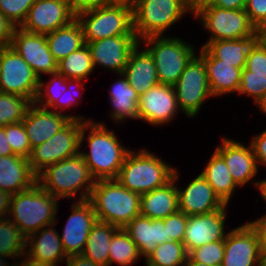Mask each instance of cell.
Listing matches in <instances>:
<instances>
[{
  "label": "cell",
  "instance_id": "2",
  "mask_svg": "<svg viewBox=\"0 0 266 266\" xmlns=\"http://www.w3.org/2000/svg\"><path fill=\"white\" fill-rule=\"evenodd\" d=\"M96 180L84 158L78 154L47 166L37 175V183L56 198L89 199Z\"/></svg>",
  "mask_w": 266,
  "mask_h": 266
},
{
  "label": "cell",
  "instance_id": "58",
  "mask_svg": "<svg viewBox=\"0 0 266 266\" xmlns=\"http://www.w3.org/2000/svg\"><path fill=\"white\" fill-rule=\"evenodd\" d=\"M250 183H252L256 187V189L260 191L261 196L263 197L262 199L266 202V178L261 181L252 180V182Z\"/></svg>",
  "mask_w": 266,
  "mask_h": 266
},
{
  "label": "cell",
  "instance_id": "50",
  "mask_svg": "<svg viewBox=\"0 0 266 266\" xmlns=\"http://www.w3.org/2000/svg\"><path fill=\"white\" fill-rule=\"evenodd\" d=\"M110 4H113L111 0H76V2L72 5V8L74 13L77 15L82 11L103 7Z\"/></svg>",
  "mask_w": 266,
  "mask_h": 266
},
{
  "label": "cell",
  "instance_id": "41",
  "mask_svg": "<svg viewBox=\"0 0 266 266\" xmlns=\"http://www.w3.org/2000/svg\"><path fill=\"white\" fill-rule=\"evenodd\" d=\"M224 251L225 241H216L192 250L188 256L195 262L221 266L224 258Z\"/></svg>",
  "mask_w": 266,
  "mask_h": 266
},
{
  "label": "cell",
  "instance_id": "49",
  "mask_svg": "<svg viewBox=\"0 0 266 266\" xmlns=\"http://www.w3.org/2000/svg\"><path fill=\"white\" fill-rule=\"evenodd\" d=\"M250 141L257 164L266 167V129L260 134L254 135Z\"/></svg>",
  "mask_w": 266,
  "mask_h": 266
},
{
  "label": "cell",
  "instance_id": "43",
  "mask_svg": "<svg viewBox=\"0 0 266 266\" xmlns=\"http://www.w3.org/2000/svg\"><path fill=\"white\" fill-rule=\"evenodd\" d=\"M34 2L35 0H0V12L15 23L17 27H21Z\"/></svg>",
  "mask_w": 266,
  "mask_h": 266
},
{
  "label": "cell",
  "instance_id": "14",
  "mask_svg": "<svg viewBox=\"0 0 266 266\" xmlns=\"http://www.w3.org/2000/svg\"><path fill=\"white\" fill-rule=\"evenodd\" d=\"M76 19L72 6L63 0H35L20 28L30 33L48 34Z\"/></svg>",
  "mask_w": 266,
  "mask_h": 266
},
{
  "label": "cell",
  "instance_id": "45",
  "mask_svg": "<svg viewBox=\"0 0 266 266\" xmlns=\"http://www.w3.org/2000/svg\"><path fill=\"white\" fill-rule=\"evenodd\" d=\"M83 81L84 80H82V79H67V90H65L64 93L61 94V102H56L50 108V110L55 111L57 113L65 114L64 111L66 110V108H68V107L70 108L71 106L75 107L76 104L78 105L79 104L78 100H79V98L81 99V97L83 95L82 93H79V89L81 91V89L85 85V83H82ZM72 87L75 88V89H73ZM72 90L73 91L77 90V92L76 91L75 92L78 93V94L72 92Z\"/></svg>",
  "mask_w": 266,
  "mask_h": 266
},
{
  "label": "cell",
  "instance_id": "19",
  "mask_svg": "<svg viewBox=\"0 0 266 266\" xmlns=\"http://www.w3.org/2000/svg\"><path fill=\"white\" fill-rule=\"evenodd\" d=\"M136 35H121L86 43L91 52L94 68L120 74L125 69L130 52L138 45Z\"/></svg>",
  "mask_w": 266,
  "mask_h": 266
},
{
  "label": "cell",
  "instance_id": "20",
  "mask_svg": "<svg viewBox=\"0 0 266 266\" xmlns=\"http://www.w3.org/2000/svg\"><path fill=\"white\" fill-rule=\"evenodd\" d=\"M71 119L88 121L85 116L61 114L32 103L22 120L31 149L44 143L60 131Z\"/></svg>",
  "mask_w": 266,
  "mask_h": 266
},
{
  "label": "cell",
  "instance_id": "33",
  "mask_svg": "<svg viewBox=\"0 0 266 266\" xmlns=\"http://www.w3.org/2000/svg\"><path fill=\"white\" fill-rule=\"evenodd\" d=\"M118 229L115 225L97 220L89 233L82 254L94 263L109 266V247L113 234Z\"/></svg>",
  "mask_w": 266,
  "mask_h": 266
},
{
  "label": "cell",
  "instance_id": "13",
  "mask_svg": "<svg viewBox=\"0 0 266 266\" xmlns=\"http://www.w3.org/2000/svg\"><path fill=\"white\" fill-rule=\"evenodd\" d=\"M257 230L249 222L228 231L221 266H262Z\"/></svg>",
  "mask_w": 266,
  "mask_h": 266
},
{
  "label": "cell",
  "instance_id": "12",
  "mask_svg": "<svg viewBox=\"0 0 266 266\" xmlns=\"http://www.w3.org/2000/svg\"><path fill=\"white\" fill-rule=\"evenodd\" d=\"M0 72L1 92L19 95L34 102L39 78L11 46L0 48Z\"/></svg>",
  "mask_w": 266,
  "mask_h": 266
},
{
  "label": "cell",
  "instance_id": "5",
  "mask_svg": "<svg viewBox=\"0 0 266 266\" xmlns=\"http://www.w3.org/2000/svg\"><path fill=\"white\" fill-rule=\"evenodd\" d=\"M176 168L150 153L148 149L130 150L120 168L117 181L140 195L166 185L173 179Z\"/></svg>",
  "mask_w": 266,
  "mask_h": 266
},
{
  "label": "cell",
  "instance_id": "34",
  "mask_svg": "<svg viewBox=\"0 0 266 266\" xmlns=\"http://www.w3.org/2000/svg\"><path fill=\"white\" fill-rule=\"evenodd\" d=\"M27 237L8 217L0 218V266H8L6 258L21 259L26 254ZM20 257V258H19Z\"/></svg>",
  "mask_w": 266,
  "mask_h": 266
},
{
  "label": "cell",
  "instance_id": "57",
  "mask_svg": "<svg viewBox=\"0 0 266 266\" xmlns=\"http://www.w3.org/2000/svg\"><path fill=\"white\" fill-rule=\"evenodd\" d=\"M8 266H55V265H52L50 263H45L42 261L34 260V259L30 258L29 256H27L26 254H24L22 256V260H20V262H16V263L14 262L12 265L9 264Z\"/></svg>",
  "mask_w": 266,
  "mask_h": 266
},
{
  "label": "cell",
  "instance_id": "51",
  "mask_svg": "<svg viewBox=\"0 0 266 266\" xmlns=\"http://www.w3.org/2000/svg\"><path fill=\"white\" fill-rule=\"evenodd\" d=\"M216 1L217 0H185L186 10L195 17L203 9L214 6Z\"/></svg>",
  "mask_w": 266,
  "mask_h": 266
},
{
  "label": "cell",
  "instance_id": "52",
  "mask_svg": "<svg viewBox=\"0 0 266 266\" xmlns=\"http://www.w3.org/2000/svg\"><path fill=\"white\" fill-rule=\"evenodd\" d=\"M257 230L260 239V248L262 255L266 253V214L250 222Z\"/></svg>",
  "mask_w": 266,
  "mask_h": 266
},
{
  "label": "cell",
  "instance_id": "55",
  "mask_svg": "<svg viewBox=\"0 0 266 266\" xmlns=\"http://www.w3.org/2000/svg\"><path fill=\"white\" fill-rule=\"evenodd\" d=\"M8 142V135L5 134V127H0V156L14 155Z\"/></svg>",
  "mask_w": 266,
  "mask_h": 266
},
{
  "label": "cell",
  "instance_id": "23",
  "mask_svg": "<svg viewBox=\"0 0 266 266\" xmlns=\"http://www.w3.org/2000/svg\"><path fill=\"white\" fill-rule=\"evenodd\" d=\"M199 57L204 63L210 90L214 97L238 92L241 72L244 68L221 63V60L216 59L205 47H201Z\"/></svg>",
  "mask_w": 266,
  "mask_h": 266
},
{
  "label": "cell",
  "instance_id": "53",
  "mask_svg": "<svg viewBox=\"0 0 266 266\" xmlns=\"http://www.w3.org/2000/svg\"><path fill=\"white\" fill-rule=\"evenodd\" d=\"M64 263L67 264L66 266H103L101 264L94 263L83 254L69 256Z\"/></svg>",
  "mask_w": 266,
  "mask_h": 266
},
{
  "label": "cell",
  "instance_id": "28",
  "mask_svg": "<svg viewBox=\"0 0 266 266\" xmlns=\"http://www.w3.org/2000/svg\"><path fill=\"white\" fill-rule=\"evenodd\" d=\"M55 225L43 227L27 238V256L55 266L68 258L63 250L61 238Z\"/></svg>",
  "mask_w": 266,
  "mask_h": 266
},
{
  "label": "cell",
  "instance_id": "47",
  "mask_svg": "<svg viewBox=\"0 0 266 266\" xmlns=\"http://www.w3.org/2000/svg\"><path fill=\"white\" fill-rule=\"evenodd\" d=\"M244 9L258 31L266 29V0H248Z\"/></svg>",
  "mask_w": 266,
  "mask_h": 266
},
{
  "label": "cell",
  "instance_id": "42",
  "mask_svg": "<svg viewBox=\"0 0 266 266\" xmlns=\"http://www.w3.org/2000/svg\"><path fill=\"white\" fill-rule=\"evenodd\" d=\"M5 134L13 154L28 159L32 149L23 122L6 125Z\"/></svg>",
  "mask_w": 266,
  "mask_h": 266
},
{
  "label": "cell",
  "instance_id": "56",
  "mask_svg": "<svg viewBox=\"0 0 266 266\" xmlns=\"http://www.w3.org/2000/svg\"><path fill=\"white\" fill-rule=\"evenodd\" d=\"M11 194L0 190V218L8 217Z\"/></svg>",
  "mask_w": 266,
  "mask_h": 266
},
{
  "label": "cell",
  "instance_id": "37",
  "mask_svg": "<svg viewBox=\"0 0 266 266\" xmlns=\"http://www.w3.org/2000/svg\"><path fill=\"white\" fill-rule=\"evenodd\" d=\"M187 257L183 242L168 241L158 245L144 261L147 266H184Z\"/></svg>",
  "mask_w": 266,
  "mask_h": 266
},
{
  "label": "cell",
  "instance_id": "8",
  "mask_svg": "<svg viewBox=\"0 0 266 266\" xmlns=\"http://www.w3.org/2000/svg\"><path fill=\"white\" fill-rule=\"evenodd\" d=\"M132 7L134 33L139 41L164 36L187 13L185 0H135Z\"/></svg>",
  "mask_w": 266,
  "mask_h": 266
},
{
  "label": "cell",
  "instance_id": "3",
  "mask_svg": "<svg viewBox=\"0 0 266 266\" xmlns=\"http://www.w3.org/2000/svg\"><path fill=\"white\" fill-rule=\"evenodd\" d=\"M58 201L35 183L27 190L11 195L8 218L28 238L43 227L57 224Z\"/></svg>",
  "mask_w": 266,
  "mask_h": 266
},
{
  "label": "cell",
  "instance_id": "24",
  "mask_svg": "<svg viewBox=\"0 0 266 266\" xmlns=\"http://www.w3.org/2000/svg\"><path fill=\"white\" fill-rule=\"evenodd\" d=\"M179 171L166 185L144 193L140 197V215L150 219H164L179 211L177 182ZM176 184V185H175Z\"/></svg>",
  "mask_w": 266,
  "mask_h": 266
},
{
  "label": "cell",
  "instance_id": "26",
  "mask_svg": "<svg viewBox=\"0 0 266 266\" xmlns=\"http://www.w3.org/2000/svg\"><path fill=\"white\" fill-rule=\"evenodd\" d=\"M140 43L130 52L127 65L122 74L128 83L142 96L153 86L159 84L157 70L150 53Z\"/></svg>",
  "mask_w": 266,
  "mask_h": 266
},
{
  "label": "cell",
  "instance_id": "18",
  "mask_svg": "<svg viewBox=\"0 0 266 266\" xmlns=\"http://www.w3.org/2000/svg\"><path fill=\"white\" fill-rule=\"evenodd\" d=\"M227 204L210 213L188 216L183 244L188 254L210 242L225 241Z\"/></svg>",
  "mask_w": 266,
  "mask_h": 266
},
{
  "label": "cell",
  "instance_id": "7",
  "mask_svg": "<svg viewBox=\"0 0 266 266\" xmlns=\"http://www.w3.org/2000/svg\"><path fill=\"white\" fill-rule=\"evenodd\" d=\"M150 53L159 83L174 86L196 51L179 37L152 36L139 41Z\"/></svg>",
  "mask_w": 266,
  "mask_h": 266
},
{
  "label": "cell",
  "instance_id": "39",
  "mask_svg": "<svg viewBox=\"0 0 266 266\" xmlns=\"http://www.w3.org/2000/svg\"><path fill=\"white\" fill-rule=\"evenodd\" d=\"M50 76L48 82L39 79L38 91L33 102L45 109H50L56 102H61V94L67 90V78L64 75L56 72Z\"/></svg>",
  "mask_w": 266,
  "mask_h": 266
},
{
  "label": "cell",
  "instance_id": "32",
  "mask_svg": "<svg viewBox=\"0 0 266 266\" xmlns=\"http://www.w3.org/2000/svg\"><path fill=\"white\" fill-rule=\"evenodd\" d=\"M260 37L227 39L209 42L205 48L221 63H228L237 68H244L252 45Z\"/></svg>",
  "mask_w": 266,
  "mask_h": 266
},
{
  "label": "cell",
  "instance_id": "46",
  "mask_svg": "<svg viewBox=\"0 0 266 266\" xmlns=\"http://www.w3.org/2000/svg\"><path fill=\"white\" fill-rule=\"evenodd\" d=\"M163 220L165 226H167V237L171 241L183 242L188 216L184 212L177 211Z\"/></svg>",
  "mask_w": 266,
  "mask_h": 266
},
{
  "label": "cell",
  "instance_id": "29",
  "mask_svg": "<svg viewBox=\"0 0 266 266\" xmlns=\"http://www.w3.org/2000/svg\"><path fill=\"white\" fill-rule=\"evenodd\" d=\"M117 77L120 78L115 79L117 81L112 83L109 90L108 98L112 105L109 115L114 123H122L128 118L137 120L139 95L122 73Z\"/></svg>",
  "mask_w": 266,
  "mask_h": 266
},
{
  "label": "cell",
  "instance_id": "30",
  "mask_svg": "<svg viewBox=\"0 0 266 266\" xmlns=\"http://www.w3.org/2000/svg\"><path fill=\"white\" fill-rule=\"evenodd\" d=\"M201 174L220 200L229 205L234 191L240 187L233 180L223 157L216 150H214Z\"/></svg>",
  "mask_w": 266,
  "mask_h": 266
},
{
  "label": "cell",
  "instance_id": "17",
  "mask_svg": "<svg viewBox=\"0 0 266 266\" xmlns=\"http://www.w3.org/2000/svg\"><path fill=\"white\" fill-rule=\"evenodd\" d=\"M178 111L174 86L159 83L139 97L138 119L150 125H166Z\"/></svg>",
  "mask_w": 266,
  "mask_h": 266
},
{
  "label": "cell",
  "instance_id": "40",
  "mask_svg": "<svg viewBox=\"0 0 266 266\" xmlns=\"http://www.w3.org/2000/svg\"><path fill=\"white\" fill-rule=\"evenodd\" d=\"M240 95L250 96L256 105L266 95V75L253 74L245 67L241 72V83L237 92Z\"/></svg>",
  "mask_w": 266,
  "mask_h": 266
},
{
  "label": "cell",
  "instance_id": "44",
  "mask_svg": "<svg viewBox=\"0 0 266 266\" xmlns=\"http://www.w3.org/2000/svg\"><path fill=\"white\" fill-rule=\"evenodd\" d=\"M245 68L253 74L266 75V41L262 37L250 48Z\"/></svg>",
  "mask_w": 266,
  "mask_h": 266
},
{
  "label": "cell",
  "instance_id": "15",
  "mask_svg": "<svg viewBox=\"0 0 266 266\" xmlns=\"http://www.w3.org/2000/svg\"><path fill=\"white\" fill-rule=\"evenodd\" d=\"M40 79L57 72L58 62L49 50L45 34L30 33L18 27L10 45Z\"/></svg>",
  "mask_w": 266,
  "mask_h": 266
},
{
  "label": "cell",
  "instance_id": "64",
  "mask_svg": "<svg viewBox=\"0 0 266 266\" xmlns=\"http://www.w3.org/2000/svg\"><path fill=\"white\" fill-rule=\"evenodd\" d=\"M63 1L68 2L71 6L76 2V0H63Z\"/></svg>",
  "mask_w": 266,
  "mask_h": 266
},
{
  "label": "cell",
  "instance_id": "11",
  "mask_svg": "<svg viewBox=\"0 0 266 266\" xmlns=\"http://www.w3.org/2000/svg\"><path fill=\"white\" fill-rule=\"evenodd\" d=\"M177 105L188 118L196 117L206 100L214 97L202 59L194 55L174 85Z\"/></svg>",
  "mask_w": 266,
  "mask_h": 266
},
{
  "label": "cell",
  "instance_id": "59",
  "mask_svg": "<svg viewBox=\"0 0 266 266\" xmlns=\"http://www.w3.org/2000/svg\"><path fill=\"white\" fill-rule=\"evenodd\" d=\"M256 106L266 116V95Z\"/></svg>",
  "mask_w": 266,
  "mask_h": 266
},
{
  "label": "cell",
  "instance_id": "6",
  "mask_svg": "<svg viewBox=\"0 0 266 266\" xmlns=\"http://www.w3.org/2000/svg\"><path fill=\"white\" fill-rule=\"evenodd\" d=\"M80 22L85 44L88 42L121 35H135L133 7L125 3L82 11L76 15Z\"/></svg>",
  "mask_w": 266,
  "mask_h": 266
},
{
  "label": "cell",
  "instance_id": "62",
  "mask_svg": "<svg viewBox=\"0 0 266 266\" xmlns=\"http://www.w3.org/2000/svg\"><path fill=\"white\" fill-rule=\"evenodd\" d=\"M260 33L261 37L266 41V29L262 30Z\"/></svg>",
  "mask_w": 266,
  "mask_h": 266
},
{
  "label": "cell",
  "instance_id": "25",
  "mask_svg": "<svg viewBox=\"0 0 266 266\" xmlns=\"http://www.w3.org/2000/svg\"><path fill=\"white\" fill-rule=\"evenodd\" d=\"M124 230L136 244L140 255L145 258L158 245L171 241L167 237V226L163 219H150L138 215L124 227Z\"/></svg>",
  "mask_w": 266,
  "mask_h": 266
},
{
  "label": "cell",
  "instance_id": "31",
  "mask_svg": "<svg viewBox=\"0 0 266 266\" xmlns=\"http://www.w3.org/2000/svg\"><path fill=\"white\" fill-rule=\"evenodd\" d=\"M46 40L49 50L57 62L85 45L83 29L77 19L46 34Z\"/></svg>",
  "mask_w": 266,
  "mask_h": 266
},
{
  "label": "cell",
  "instance_id": "27",
  "mask_svg": "<svg viewBox=\"0 0 266 266\" xmlns=\"http://www.w3.org/2000/svg\"><path fill=\"white\" fill-rule=\"evenodd\" d=\"M37 183L28 159L17 156H0V190L16 194Z\"/></svg>",
  "mask_w": 266,
  "mask_h": 266
},
{
  "label": "cell",
  "instance_id": "35",
  "mask_svg": "<svg viewBox=\"0 0 266 266\" xmlns=\"http://www.w3.org/2000/svg\"><path fill=\"white\" fill-rule=\"evenodd\" d=\"M94 70L91 52L87 44L72 52L57 64V73L64 75L67 79L88 80L86 78Z\"/></svg>",
  "mask_w": 266,
  "mask_h": 266
},
{
  "label": "cell",
  "instance_id": "4",
  "mask_svg": "<svg viewBox=\"0 0 266 266\" xmlns=\"http://www.w3.org/2000/svg\"><path fill=\"white\" fill-rule=\"evenodd\" d=\"M141 195L122 186L117 179L98 180L89 201L98 221L124 228L140 215Z\"/></svg>",
  "mask_w": 266,
  "mask_h": 266
},
{
  "label": "cell",
  "instance_id": "63",
  "mask_svg": "<svg viewBox=\"0 0 266 266\" xmlns=\"http://www.w3.org/2000/svg\"><path fill=\"white\" fill-rule=\"evenodd\" d=\"M262 266H266V253L263 254Z\"/></svg>",
  "mask_w": 266,
  "mask_h": 266
},
{
  "label": "cell",
  "instance_id": "1",
  "mask_svg": "<svg viewBox=\"0 0 266 266\" xmlns=\"http://www.w3.org/2000/svg\"><path fill=\"white\" fill-rule=\"evenodd\" d=\"M87 131L89 134L86 137ZM85 138H87L89 153L81 149ZM129 152L128 147L125 148L122 142H119L114 131L106 128L104 122L83 121L79 154L84 158L96 181L117 179Z\"/></svg>",
  "mask_w": 266,
  "mask_h": 266
},
{
  "label": "cell",
  "instance_id": "38",
  "mask_svg": "<svg viewBox=\"0 0 266 266\" xmlns=\"http://www.w3.org/2000/svg\"><path fill=\"white\" fill-rule=\"evenodd\" d=\"M31 104L22 96L0 92V127L22 122Z\"/></svg>",
  "mask_w": 266,
  "mask_h": 266
},
{
  "label": "cell",
  "instance_id": "36",
  "mask_svg": "<svg viewBox=\"0 0 266 266\" xmlns=\"http://www.w3.org/2000/svg\"><path fill=\"white\" fill-rule=\"evenodd\" d=\"M141 258L136 244L124 228H119L111 239L109 247V266L114 262L120 266H130Z\"/></svg>",
  "mask_w": 266,
  "mask_h": 266
},
{
  "label": "cell",
  "instance_id": "16",
  "mask_svg": "<svg viewBox=\"0 0 266 266\" xmlns=\"http://www.w3.org/2000/svg\"><path fill=\"white\" fill-rule=\"evenodd\" d=\"M71 214L62 229V247L67 257L79 255L84 252L89 233L97 221L91 202L87 200H74Z\"/></svg>",
  "mask_w": 266,
  "mask_h": 266
},
{
  "label": "cell",
  "instance_id": "9",
  "mask_svg": "<svg viewBox=\"0 0 266 266\" xmlns=\"http://www.w3.org/2000/svg\"><path fill=\"white\" fill-rule=\"evenodd\" d=\"M210 33L209 42L227 39H243L246 37H261L260 31L250 22L245 9H224L210 6L194 17Z\"/></svg>",
  "mask_w": 266,
  "mask_h": 266
},
{
  "label": "cell",
  "instance_id": "60",
  "mask_svg": "<svg viewBox=\"0 0 266 266\" xmlns=\"http://www.w3.org/2000/svg\"><path fill=\"white\" fill-rule=\"evenodd\" d=\"M184 266H213V265H206L199 262H195L188 256Z\"/></svg>",
  "mask_w": 266,
  "mask_h": 266
},
{
  "label": "cell",
  "instance_id": "10",
  "mask_svg": "<svg viewBox=\"0 0 266 266\" xmlns=\"http://www.w3.org/2000/svg\"><path fill=\"white\" fill-rule=\"evenodd\" d=\"M82 127V120L71 119L50 139L34 147L28 158L33 172L38 175L47 166L78 155Z\"/></svg>",
  "mask_w": 266,
  "mask_h": 266
},
{
  "label": "cell",
  "instance_id": "22",
  "mask_svg": "<svg viewBox=\"0 0 266 266\" xmlns=\"http://www.w3.org/2000/svg\"><path fill=\"white\" fill-rule=\"evenodd\" d=\"M177 191L179 211L187 216L210 213L225 205L201 173L184 189L177 187Z\"/></svg>",
  "mask_w": 266,
  "mask_h": 266
},
{
  "label": "cell",
  "instance_id": "61",
  "mask_svg": "<svg viewBox=\"0 0 266 266\" xmlns=\"http://www.w3.org/2000/svg\"><path fill=\"white\" fill-rule=\"evenodd\" d=\"M113 3H125L133 5L135 0H111Z\"/></svg>",
  "mask_w": 266,
  "mask_h": 266
},
{
  "label": "cell",
  "instance_id": "54",
  "mask_svg": "<svg viewBox=\"0 0 266 266\" xmlns=\"http://www.w3.org/2000/svg\"><path fill=\"white\" fill-rule=\"evenodd\" d=\"M244 0H217L215 5L216 7L236 10V9H244L245 8Z\"/></svg>",
  "mask_w": 266,
  "mask_h": 266
},
{
  "label": "cell",
  "instance_id": "21",
  "mask_svg": "<svg viewBox=\"0 0 266 266\" xmlns=\"http://www.w3.org/2000/svg\"><path fill=\"white\" fill-rule=\"evenodd\" d=\"M216 151L223 157L233 180L239 187H244L258 174V164L249 143L245 146L240 141L223 137Z\"/></svg>",
  "mask_w": 266,
  "mask_h": 266
},
{
  "label": "cell",
  "instance_id": "48",
  "mask_svg": "<svg viewBox=\"0 0 266 266\" xmlns=\"http://www.w3.org/2000/svg\"><path fill=\"white\" fill-rule=\"evenodd\" d=\"M17 28L15 23L0 12V48L11 45Z\"/></svg>",
  "mask_w": 266,
  "mask_h": 266
}]
</instances>
